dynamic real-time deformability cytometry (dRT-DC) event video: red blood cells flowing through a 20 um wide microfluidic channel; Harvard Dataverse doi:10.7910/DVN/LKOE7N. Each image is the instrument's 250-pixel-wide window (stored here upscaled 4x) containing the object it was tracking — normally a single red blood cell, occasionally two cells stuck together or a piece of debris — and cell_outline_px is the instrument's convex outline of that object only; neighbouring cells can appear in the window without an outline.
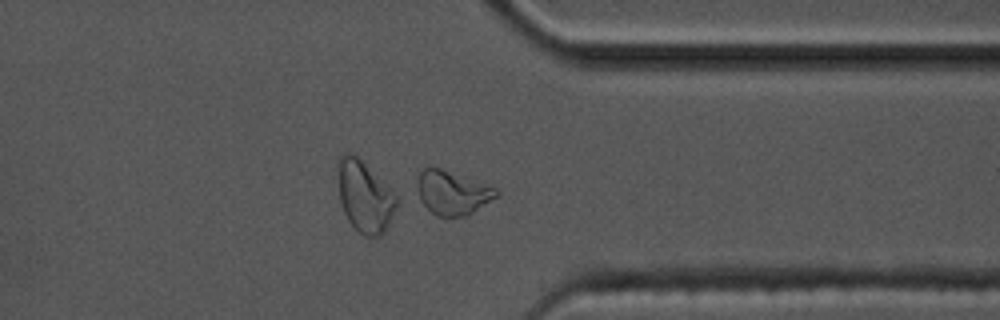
{"species": "common noctule bat (a hibernating species)", "species_latin": "Nyctalus noctula", "temperature_condition": "cold", "stored_images_in_passage": 48, "camera_frame_rate_fps": 3000, "um_per_image_px": 0.085, "animal": {"sex": "male", "body_mass_g": 17.5, "forearm_length_mm": 52.3}, "frame": {"image": 1, "passage_image": 36, "time_ms": 11.667, "image_size_px": [1000, 320], "cell_outline_px": [[500, 192], [496, 196], [468, 216], [436, 216], [420, 200], [416, 188], [420, 172], [424, 164], [432, 164], [496, 188]], "centroid_in_image_um": [38.4, 16.33], "position_along_channel_um": 373.0, "area_um2": 20.46}, "authors_computed_cell_mechanics": {"area_um2": 19.3919, "velocity_mm_per_s": 3.5588, "shape_relaxation_time_tau1_ms": 2.7251, "shape_relaxation_time_tau2_ms": null, "deformation_change_tau1": 0.1159, "deformation_change_tau2": null}}